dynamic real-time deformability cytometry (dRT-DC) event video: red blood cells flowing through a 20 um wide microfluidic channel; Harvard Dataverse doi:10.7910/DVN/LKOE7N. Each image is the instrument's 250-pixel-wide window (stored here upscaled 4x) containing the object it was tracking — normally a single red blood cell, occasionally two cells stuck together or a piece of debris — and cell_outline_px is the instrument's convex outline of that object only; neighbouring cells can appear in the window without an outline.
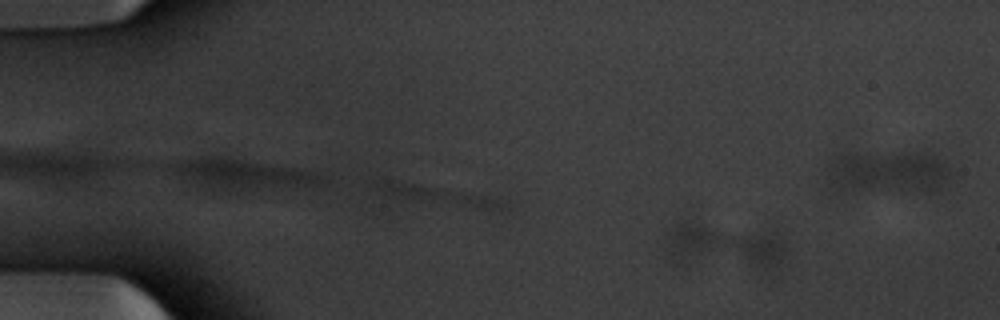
{"species": "common noctule bat (a hibernating species)", "species_latin": "Nyctalus noctula", "temperature_condition": "warm", "stored_images_in_passage": 14, "camera_frame_rate_fps": 3000, "um_per_image_px": 0.085, "animal": {"sex": "male", "body_mass_g": 20.1, "forearm_length_mm": 53.5}, "frame": {"image": 1, "passage_image": 7, "time_ms": 2.0, "image_size_px": [1000, 320], "cell_outline_px": [[784, 252], [776, 268], [764, 272], [756, 268], [740, 252], [736, 240], [748, 236], [776, 228], [784, 240]], "centroid_in_image_um": [64.85, 21.19], "position_along_channel_um": 20.1, "area_um2": 10.12}}